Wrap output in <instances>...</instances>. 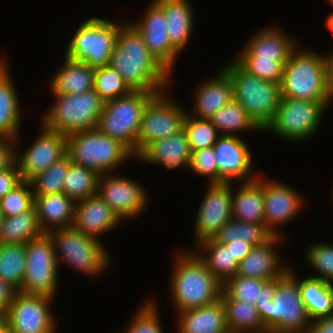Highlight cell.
I'll return each mask as SVG.
<instances>
[{
    "label": "cell",
    "instance_id": "55",
    "mask_svg": "<svg viewBox=\"0 0 333 333\" xmlns=\"http://www.w3.org/2000/svg\"><path fill=\"white\" fill-rule=\"evenodd\" d=\"M326 2H328L331 6V8H333V0H327ZM325 27L327 28V30L331 31V33L333 34V12L331 11L327 18L325 19L324 22Z\"/></svg>",
    "mask_w": 333,
    "mask_h": 333
},
{
    "label": "cell",
    "instance_id": "7",
    "mask_svg": "<svg viewBox=\"0 0 333 333\" xmlns=\"http://www.w3.org/2000/svg\"><path fill=\"white\" fill-rule=\"evenodd\" d=\"M221 68L233 86V98L264 130L275 116L281 99L280 83L260 79L244 70L234 59Z\"/></svg>",
    "mask_w": 333,
    "mask_h": 333
},
{
    "label": "cell",
    "instance_id": "42",
    "mask_svg": "<svg viewBox=\"0 0 333 333\" xmlns=\"http://www.w3.org/2000/svg\"><path fill=\"white\" fill-rule=\"evenodd\" d=\"M100 175L72 163L66 175L63 193L75 201L97 194Z\"/></svg>",
    "mask_w": 333,
    "mask_h": 333
},
{
    "label": "cell",
    "instance_id": "56",
    "mask_svg": "<svg viewBox=\"0 0 333 333\" xmlns=\"http://www.w3.org/2000/svg\"><path fill=\"white\" fill-rule=\"evenodd\" d=\"M7 329V318L5 315H0V333H4Z\"/></svg>",
    "mask_w": 333,
    "mask_h": 333
},
{
    "label": "cell",
    "instance_id": "36",
    "mask_svg": "<svg viewBox=\"0 0 333 333\" xmlns=\"http://www.w3.org/2000/svg\"><path fill=\"white\" fill-rule=\"evenodd\" d=\"M226 323L230 331L241 333H264V325L255 305L231 299L223 290L221 293Z\"/></svg>",
    "mask_w": 333,
    "mask_h": 333
},
{
    "label": "cell",
    "instance_id": "58",
    "mask_svg": "<svg viewBox=\"0 0 333 333\" xmlns=\"http://www.w3.org/2000/svg\"><path fill=\"white\" fill-rule=\"evenodd\" d=\"M224 333H241V332H236V331H230V330H227V331H225Z\"/></svg>",
    "mask_w": 333,
    "mask_h": 333
},
{
    "label": "cell",
    "instance_id": "15",
    "mask_svg": "<svg viewBox=\"0 0 333 333\" xmlns=\"http://www.w3.org/2000/svg\"><path fill=\"white\" fill-rule=\"evenodd\" d=\"M55 298L18 291L6 313L10 333H58Z\"/></svg>",
    "mask_w": 333,
    "mask_h": 333
},
{
    "label": "cell",
    "instance_id": "43",
    "mask_svg": "<svg viewBox=\"0 0 333 333\" xmlns=\"http://www.w3.org/2000/svg\"><path fill=\"white\" fill-rule=\"evenodd\" d=\"M310 244V245H309ZM305 246L304 259L311 267L309 276L319 278L333 284V243L316 241Z\"/></svg>",
    "mask_w": 333,
    "mask_h": 333
},
{
    "label": "cell",
    "instance_id": "26",
    "mask_svg": "<svg viewBox=\"0 0 333 333\" xmlns=\"http://www.w3.org/2000/svg\"><path fill=\"white\" fill-rule=\"evenodd\" d=\"M191 148L184 129L170 137L153 142L137 158L143 164L165 167L167 170L189 168Z\"/></svg>",
    "mask_w": 333,
    "mask_h": 333
},
{
    "label": "cell",
    "instance_id": "46",
    "mask_svg": "<svg viewBox=\"0 0 333 333\" xmlns=\"http://www.w3.org/2000/svg\"><path fill=\"white\" fill-rule=\"evenodd\" d=\"M34 206V193L30 181L23 180L0 199L2 217H10L30 210Z\"/></svg>",
    "mask_w": 333,
    "mask_h": 333
},
{
    "label": "cell",
    "instance_id": "50",
    "mask_svg": "<svg viewBox=\"0 0 333 333\" xmlns=\"http://www.w3.org/2000/svg\"><path fill=\"white\" fill-rule=\"evenodd\" d=\"M15 140L0 136V172L15 162Z\"/></svg>",
    "mask_w": 333,
    "mask_h": 333
},
{
    "label": "cell",
    "instance_id": "12",
    "mask_svg": "<svg viewBox=\"0 0 333 333\" xmlns=\"http://www.w3.org/2000/svg\"><path fill=\"white\" fill-rule=\"evenodd\" d=\"M25 259V277L20 292L56 298L61 273L54 242L48 233L25 244Z\"/></svg>",
    "mask_w": 333,
    "mask_h": 333
},
{
    "label": "cell",
    "instance_id": "37",
    "mask_svg": "<svg viewBox=\"0 0 333 333\" xmlns=\"http://www.w3.org/2000/svg\"><path fill=\"white\" fill-rule=\"evenodd\" d=\"M208 119L217 128L220 135L242 136L244 132L247 133L249 131V133L251 131L254 133L263 132L247 114L246 110L234 99Z\"/></svg>",
    "mask_w": 333,
    "mask_h": 333
},
{
    "label": "cell",
    "instance_id": "25",
    "mask_svg": "<svg viewBox=\"0 0 333 333\" xmlns=\"http://www.w3.org/2000/svg\"><path fill=\"white\" fill-rule=\"evenodd\" d=\"M9 61L4 53L0 56V136L15 140L22 133L23 111Z\"/></svg>",
    "mask_w": 333,
    "mask_h": 333
},
{
    "label": "cell",
    "instance_id": "61",
    "mask_svg": "<svg viewBox=\"0 0 333 333\" xmlns=\"http://www.w3.org/2000/svg\"><path fill=\"white\" fill-rule=\"evenodd\" d=\"M4 333H10L9 329H7Z\"/></svg>",
    "mask_w": 333,
    "mask_h": 333
},
{
    "label": "cell",
    "instance_id": "23",
    "mask_svg": "<svg viewBox=\"0 0 333 333\" xmlns=\"http://www.w3.org/2000/svg\"><path fill=\"white\" fill-rule=\"evenodd\" d=\"M123 221L97 194L76 201L73 227L98 240Z\"/></svg>",
    "mask_w": 333,
    "mask_h": 333
},
{
    "label": "cell",
    "instance_id": "30",
    "mask_svg": "<svg viewBox=\"0 0 333 333\" xmlns=\"http://www.w3.org/2000/svg\"><path fill=\"white\" fill-rule=\"evenodd\" d=\"M76 201L63 192L34 196V207L39 225L44 233L71 227L74 221Z\"/></svg>",
    "mask_w": 333,
    "mask_h": 333
},
{
    "label": "cell",
    "instance_id": "28",
    "mask_svg": "<svg viewBox=\"0 0 333 333\" xmlns=\"http://www.w3.org/2000/svg\"><path fill=\"white\" fill-rule=\"evenodd\" d=\"M231 208L236 220L265 224L263 171L254 180L233 183Z\"/></svg>",
    "mask_w": 333,
    "mask_h": 333
},
{
    "label": "cell",
    "instance_id": "52",
    "mask_svg": "<svg viewBox=\"0 0 333 333\" xmlns=\"http://www.w3.org/2000/svg\"><path fill=\"white\" fill-rule=\"evenodd\" d=\"M228 250H230L231 254L237 262H241L244 257L253 249L255 246L252 243L246 242L245 240H233L228 243H223Z\"/></svg>",
    "mask_w": 333,
    "mask_h": 333
},
{
    "label": "cell",
    "instance_id": "33",
    "mask_svg": "<svg viewBox=\"0 0 333 333\" xmlns=\"http://www.w3.org/2000/svg\"><path fill=\"white\" fill-rule=\"evenodd\" d=\"M301 299L311 321L333 317V284L319 278L299 276Z\"/></svg>",
    "mask_w": 333,
    "mask_h": 333
},
{
    "label": "cell",
    "instance_id": "19",
    "mask_svg": "<svg viewBox=\"0 0 333 333\" xmlns=\"http://www.w3.org/2000/svg\"><path fill=\"white\" fill-rule=\"evenodd\" d=\"M213 150L218 166V183L247 182L260 175V171L254 170V153L243 136L220 135Z\"/></svg>",
    "mask_w": 333,
    "mask_h": 333
},
{
    "label": "cell",
    "instance_id": "57",
    "mask_svg": "<svg viewBox=\"0 0 333 333\" xmlns=\"http://www.w3.org/2000/svg\"><path fill=\"white\" fill-rule=\"evenodd\" d=\"M329 106L328 108L331 106L330 104H333V92L330 94V98H329Z\"/></svg>",
    "mask_w": 333,
    "mask_h": 333
},
{
    "label": "cell",
    "instance_id": "59",
    "mask_svg": "<svg viewBox=\"0 0 333 333\" xmlns=\"http://www.w3.org/2000/svg\"><path fill=\"white\" fill-rule=\"evenodd\" d=\"M331 200H332V202H333V185H332V192H331ZM332 206H333V204H332Z\"/></svg>",
    "mask_w": 333,
    "mask_h": 333
},
{
    "label": "cell",
    "instance_id": "29",
    "mask_svg": "<svg viewBox=\"0 0 333 333\" xmlns=\"http://www.w3.org/2000/svg\"><path fill=\"white\" fill-rule=\"evenodd\" d=\"M177 333H224L229 330L222 299L195 309L176 313Z\"/></svg>",
    "mask_w": 333,
    "mask_h": 333
},
{
    "label": "cell",
    "instance_id": "60",
    "mask_svg": "<svg viewBox=\"0 0 333 333\" xmlns=\"http://www.w3.org/2000/svg\"><path fill=\"white\" fill-rule=\"evenodd\" d=\"M1 220H2V214H1V212H0V225H1Z\"/></svg>",
    "mask_w": 333,
    "mask_h": 333
},
{
    "label": "cell",
    "instance_id": "27",
    "mask_svg": "<svg viewBox=\"0 0 333 333\" xmlns=\"http://www.w3.org/2000/svg\"><path fill=\"white\" fill-rule=\"evenodd\" d=\"M164 11L171 44L182 54L195 32L194 9L190 0H154Z\"/></svg>",
    "mask_w": 333,
    "mask_h": 333
},
{
    "label": "cell",
    "instance_id": "6",
    "mask_svg": "<svg viewBox=\"0 0 333 333\" xmlns=\"http://www.w3.org/2000/svg\"><path fill=\"white\" fill-rule=\"evenodd\" d=\"M67 154L72 163L90 169L100 176L120 172L133 160V153L120 141L104 135L97 128L78 131L67 136Z\"/></svg>",
    "mask_w": 333,
    "mask_h": 333
},
{
    "label": "cell",
    "instance_id": "53",
    "mask_svg": "<svg viewBox=\"0 0 333 333\" xmlns=\"http://www.w3.org/2000/svg\"><path fill=\"white\" fill-rule=\"evenodd\" d=\"M308 333H333V317L312 321Z\"/></svg>",
    "mask_w": 333,
    "mask_h": 333
},
{
    "label": "cell",
    "instance_id": "2",
    "mask_svg": "<svg viewBox=\"0 0 333 333\" xmlns=\"http://www.w3.org/2000/svg\"><path fill=\"white\" fill-rule=\"evenodd\" d=\"M172 258L169 299L175 314L210 305L221 298L222 284L193 249L179 248Z\"/></svg>",
    "mask_w": 333,
    "mask_h": 333
},
{
    "label": "cell",
    "instance_id": "34",
    "mask_svg": "<svg viewBox=\"0 0 333 333\" xmlns=\"http://www.w3.org/2000/svg\"><path fill=\"white\" fill-rule=\"evenodd\" d=\"M193 250L222 285L237 274L239 263L224 244L211 238L200 242Z\"/></svg>",
    "mask_w": 333,
    "mask_h": 333
},
{
    "label": "cell",
    "instance_id": "32",
    "mask_svg": "<svg viewBox=\"0 0 333 333\" xmlns=\"http://www.w3.org/2000/svg\"><path fill=\"white\" fill-rule=\"evenodd\" d=\"M276 278L263 280L235 275L228 279L222 290L231 298L256 307H266L275 294Z\"/></svg>",
    "mask_w": 333,
    "mask_h": 333
},
{
    "label": "cell",
    "instance_id": "11",
    "mask_svg": "<svg viewBox=\"0 0 333 333\" xmlns=\"http://www.w3.org/2000/svg\"><path fill=\"white\" fill-rule=\"evenodd\" d=\"M162 92L132 90L128 95L104 102L97 129L124 144L137 158V135L148 102Z\"/></svg>",
    "mask_w": 333,
    "mask_h": 333
},
{
    "label": "cell",
    "instance_id": "45",
    "mask_svg": "<svg viewBox=\"0 0 333 333\" xmlns=\"http://www.w3.org/2000/svg\"><path fill=\"white\" fill-rule=\"evenodd\" d=\"M183 129L186 132L191 151L213 147L220 136L217 128L206 118H196L188 113L184 118Z\"/></svg>",
    "mask_w": 333,
    "mask_h": 333
},
{
    "label": "cell",
    "instance_id": "31",
    "mask_svg": "<svg viewBox=\"0 0 333 333\" xmlns=\"http://www.w3.org/2000/svg\"><path fill=\"white\" fill-rule=\"evenodd\" d=\"M63 57L61 66L58 65L47 85L49 91L55 94H80L93 89L95 69L86 63Z\"/></svg>",
    "mask_w": 333,
    "mask_h": 333
},
{
    "label": "cell",
    "instance_id": "9",
    "mask_svg": "<svg viewBox=\"0 0 333 333\" xmlns=\"http://www.w3.org/2000/svg\"><path fill=\"white\" fill-rule=\"evenodd\" d=\"M53 104L42 116L41 125L65 136L96 129L104 101L91 89L80 94L51 93Z\"/></svg>",
    "mask_w": 333,
    "mask_h": 333
},
{
    "label": "cell",
    "instance_id": "54",
    "mask_svg": "<svg viewBox=\"0 0 333 333\" xmlns=\"http://www.w3.org/2000/svg\"><path fill=\"white\" fill-rule=\"evenodd\" d=\"M331 51V52H330ZM328 50V54H325V64L327 69V86L330 94L333 92V49Z\"/></svg>",
    "mask_w": 333,
    "mask_h": 333
},
{
    "label": "cell",
    "instance_id": "3",
    "mask_svg": "<svg viewBox=\"0 0 333 333\" xmlns=\"http://www.w3.org/2000/svg\"><path fill=\"white\" fill-rule=\"evenodd\" d=\"M291 265L276 278L275 294L266 307H256L264 333H308L311 319L301 299L299 275ZM294 269V270H293Z\"/></svg>",
    "mask_w": 333,
    "mask_h": 333
},
{
    "label": "cell",
    "instance_id": "41",
    "mask_svg": "<svg viewBox=\"0 0 333 333\" xmlns=\"http://www.w3.org/2000/svg\"><path fill=\"white\" fill-rule=\"evenodd\" d=\"M72 160L68 154L30 180L34 196L63 192L64 182Z\"/></svg>",
    "mask_w": 333,
    "mask_h": 333
},
{
    "label": "cell",
    "instance_id": "5",
    "mask_svg": "<svg viewBox=\"0 0 333 333\" xmlns=\"http://www.w3.org/2000/svg\"><path fill=\"white\" fill-rule=\"evenodd\" d=\"M48 234L54 242L58 266L66 264L88 278L100 277L112 268L114 258L101 240L85 235L73 226Z\"/></svg>",
    "mask_w": 333,
    "mask_h": 333
},
{
    "label": "cell",
    "instance_id": "10",
    "mask_svg": "<svg viewBox=\"0 0 333 333\" xmlns=\"http://www.w3.org/2000/svg\"><path fill=\"white\" fill-rule=\"evenodd\" d=\"M328 103L281 97L275 116L263 133L270 132L288 143L308 141L323 124Z\"/></svg>",
    "mask_w": 333,
    "mask_h": 333
},
{
    "label": "cell",
    "instance_id": "16",
    "mask_svg": "<svg viewBox=\"0 0 333 333\" xmlns=\"http://www.w3.org/2000/svg\"><path fill=\"white\" fill-rule=\"evenodd\" d=\"M39 128L41 129L36 138L24 150L18 144L22 141V134L15 139V162L25 181H30L67 154V136L42 125Z\"/></svg>",
    "mask_w": 333,
    "mask_h": 333
},
{
    "label": "cell",
    "instance_id": "21",
    "mask_svg": "<svg viewBox=\"0 0 333 333\" xmlns=\"http://www.w3.org/2000/svg\"><path fill=\"white\" fill-rule=\"evenodd\" d=\"M286 237L273 235L261 245L253 249L239 262L236 275L271 280L284 275L290 268L289 262L283 261L282 252L278 250ZM280 253H279V252Z\"/></svg>",
    "mask_w": 333,
    "mask_h": 333
},
{
    "label": "cell",
    "instance_id": "35",
    "mask_svg": "<svg viewBox=\"0 0 333 333\" xmlns=\"http://www.w3.org/2000/svg\"><path fill=\"white\" fill-rule=\"evenodd\" d=\"M43 234L34 206L17 215L2 217L0 244H26Z\"/></svg>",
    "mask_w": 333,
    "mask_h": 333
},
{
    "label": "cell",
    "instance_id": "47",
    "mask_svg": "<svg viewBox=\"0 0 333 333\" xmlns=\"http://www.w3.org/2000/svg\"><path fill=\"white\" fill-rule=\"evenodd\" d=\"M234 60L248 73L267 81L280 83L283 65L273 58L234 57Z\"/></svg>",
    "mask_w": 333,
    "mask_h": 333
},
{
    "label": "cell",
    "instance_id": "13",
    "mask_svg": "<svg viewBox=\"0 0 333 333\" xmlns=\"http://www.w3.org/2000/svg\"><path fill=\"white\" fill-rule=\"evenodd\" d=\"M170 95V89L156 94L146 105L137 135V157L153 142L183 129L187 107Z\"/></svg>",
    "mask_w": 333,
    "mask_h": 333
},
{
    "label": "cell",
    "instance_id": "18",
    "mask_svg": "<svg viewBox=\"0 0 333 333\" xmlns=\"http://www.w3.org/2000/svg\"><path fill=\"white\" fill-rule=\"evenodd\" d=\"M193 229V249L200 242L214 238L219 229L232 219L233 183H207Z\"/></svg>",
    "mask_w": 333,
    "mask_h": 333
},
{
    "label": "cell",
    "instance_id": "1",
    "mask_svg": "<svg viewBox=\"0 0 333 333\" xmlns=\"http://www.w3.org/2000/svg\"><path fill=\"white\" fill-rule=\"evenodd\" d=\"M109 65L132 90L164 92L171 89L173 74L149 52L143 37L129 21L119 29Z\"/></svg>",
    "mask_w": 333,
    "mask_h": 333
},
{
    "label": "cell",
    "instance_id": "8",
    "mask_svg": "<svg viewBox=\"0 0 333 333\" xmlns=\"http://www.w3.org/2000/svg\"><path fill=\"white\" fill-rule=\"evenodd\" d=\"M83 21L66 41L64 56L75 62L86 63L93 69L109 65L119 29L126 21L119 24L96 15Z\"/></svg>",
    "mask_w": 333,
    "mask_h": 333
},
{
    "label": "cell",
    "instance_id": "20",
    "mask_svg": "<svg viewBox=\"0 0 333 333\" xmlns=\"http://www.w3.org/2000/svg\"><path fill=\"white\" fill-rule=\"evenodd\" d=\"M146 7L140 18L129 22L141 34L149 52L172 74L182 54L170 42L163 9L154 0Z\"/></svg>",
    "mask_w": 333,
    "mask_h": 333
},
{
    "label": "cell",
    "instance_id": "49",
    "mask_svg": "<svg viewBox=\"0 0 333 333\" xmlns=\"http://www.w3.org/2000/svg\"><path fill=\"white\" fill-rule=\"evenodd\" d=\"M16 162L0 172V199L22 182Z\"/></svg>",
    "mask_w": 333,
    "mask_h": 333
},
{
    "label": "cell",
    "instance_id": "48",
    "mask_svg": "<svg viewBox=\"0 0 333 333\" xmlns=\"http://www.w3.org/2000/svg\"><path fill=\"white\" fill-rule=\"evenodd\" d=\"M189 170L205 177L206 183H218V166L213 147L192 151Z\"/></svg>",
    "mask_w": 333,
    "mask_h": 333
},
{
    "label": "cell",
    "instance_id": "4",
    "mask_svg": "<svg viewBox=\"0 0 333 333\" xmlns=\"http://www.w3.org/2000/svg\"><path fill=\"white\" fill-rule=\"evenodd\" d=\"M324 53L300 45L283 66L281 97L313 101H329L327 69Z\"/></svg>",
    "mask_w": 333,
    "mask_h": 333
},
{
    "label": "cell",
    "instance_id": "39",
    "mask_svg": "<svg viewBox=\"0 0 333 333\" xmlns=\"http://www.w3.org/2000/svg\"><path fill=\"white\" fill-rule=\"evenodd\" d=\"M25 244H0V279L22 288L25 277Z\"/></svg>",
    "mask_w": 333,
    "mask_h": 333
},
{
    "label": "cell",
    "instance_id": "51",
    "mask_svg": "<svg viewBox=\"0 0 333 333\" xmlns=\"http://www.w3.org/2000/svg\"><path fill=\"white\" fill-rule=\"evenodd\" d=\"M17 292L14 286L0 279V315H6Z\"/></svg>",
    "mask_w": 333,
    "mask_h": 333
},
{
    "label": "cell",
    "instance_id": "17",
    "mask_svg": "<svg viewBox=\"0 0 333 333\" xmlns=\"http://www.w3.org/2000/svg\"><path fill=\"white\" fill-rule=\"evenodd\" d=\"M264 220L273 234L286 237L281 226L289 224L304 210L306 198L286 182L269 178L263 172ZM305 201V202H304Z\"/></svg>",
    "mask_w": 333,
    "mask_h": 333
},
{
    "label": "cell",
    "instance_id": "24",
    "mask_svg": "<svg viewBox=\"0 0 333 333\" xmlns=\"http://www.w3.org/2000/svg\"><path fill=\"white\" fill-rule=\"evenodd\" d=\"M192 108L187 113L196 118L208 119L233 98V86L228 75L220 68L214 77L199 82L193 91Z\"/></svg>",
    "mask_w": 333,
    "mask_h": 333
},
{
    "label": "cell",
    "instance_id": "38",
    "mask_svg": "<svg viewBox=\"0 0 333 333\" xmlns=\"http://www.w3.org/2000/svg\"><path fill=\"white\" fill-rule=\"evenodd\" d=\"M272 236L265 224L243 222L232 218L219 229L213 239L222 244L242 239L254 245H261Z\"/></svg>",
    "mask_w": 333,
    "mask_h": 333
},
{
    "label": "cell",
    "instance_id": "40",
    "mask_svg": "<svg viewBox=\"0 0 333 333\" xmlns=\"http://www.w3.org/2000/svg\"><path fill=\"white\" fill-rule=\"evenodd\" d=\"M155 298L149 297L136 309L130 322L121 331L115 333H165L164 324L161 322V311H159V303Z\"/></svg>",
    "mask_w": 333,
    "mask_h": 333
},
{
    "label": "cell",
    "instance_id": "44",
    "mask_svg": "<svg viewBox=\"0 0 333 333\" xmlns=\"http://www.w3.org/2000/svg\"><path fill=\"white\" fill-rule=\"evenodd\" d=\"M94 91L104 102L128 95L132 89L110 65L95 69Z\"/></svg>",
    "mask_w": 333,
    "mask_h": 333
},
{
    "label": "cell",
    "instance_id": "14",
    "mask_svg": "<svg viewBox=\"0 0 333 333\" xmlns=\"http://www.w3.org/2000/svg\"><path fill=\"white\" fill-rule=\"evenodd\" d=\"M118 173H105L99 177L97 195L123 222L140 218L150 204V194L142 183Z\"/></svg>",
    "mask_w": 333,
    "mask_h": 333
},
{
    "label": "cell",
    "instance_id": "22",
    "mask_svg": "<svg viewBox=\"0 0 333 333\" xmlns=\"http://www.w3.org/2000/svg\"><path fill=\"white\" fill-rule=\"evenodd\" d=\"M283 30L276 23L258 29L248 38L236 57L273 58L284 66L300 43Z\"/></svg>",
    "mask_w": 333,
    "mask_h": 333
}]
</instances>
